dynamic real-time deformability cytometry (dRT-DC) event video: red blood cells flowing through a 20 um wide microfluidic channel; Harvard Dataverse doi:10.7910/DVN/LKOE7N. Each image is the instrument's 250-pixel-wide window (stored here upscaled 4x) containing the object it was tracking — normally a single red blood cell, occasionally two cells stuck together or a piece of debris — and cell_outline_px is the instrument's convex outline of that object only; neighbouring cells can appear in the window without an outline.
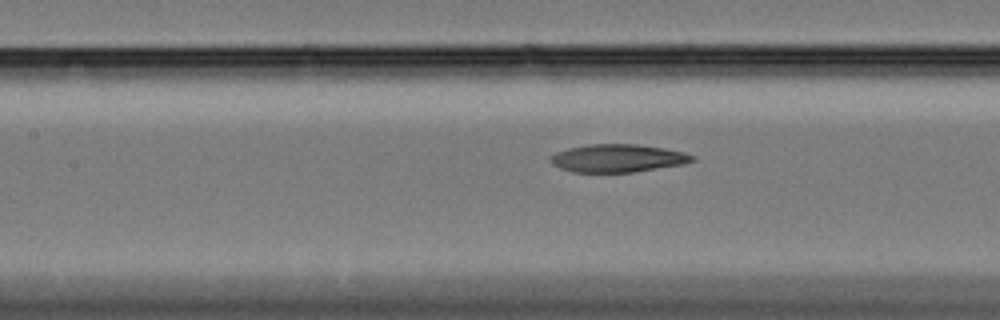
{"species": "Egyptian fruit bat (a non-hibernating species)", "species_latin": "Rousettus aegyptiacus", "temperature_condition": "cold", "stored_images_in_passage": 37, "camera_frame_rate_fps": 3000, "um_per_image_px": 0.085, "animal": {"sex": "female"}, "frame": {"image": 1, "passage_image": 14, "time_ms": 4.333, "image_size_px": [1000, 320], "cell_outline_px": [[696, 160], [680, 164], [632, 172], [572, 172], [560, 168], [552, 164], [548, 160], [548, 156], [556, 152], [568, 148], [588, 144], [640, 144], [664, 148], [684, 152], [696, 156]], "centroid_in_image_um": [52.46, 13.44], "position_along_channel_um": 154.9, "area_um2": 23.12}}
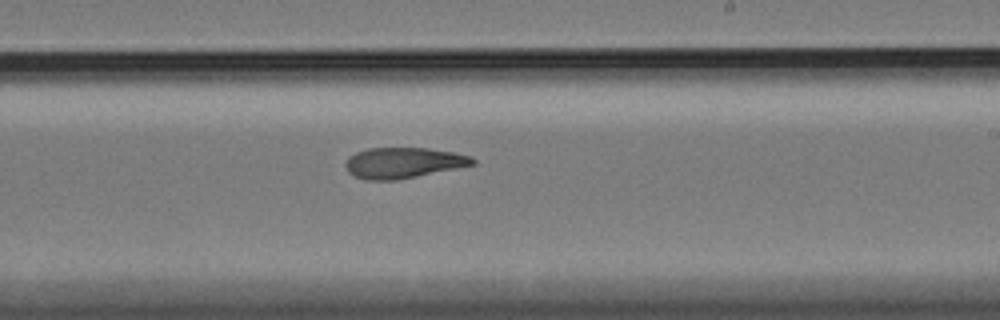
{"frame": {"image": 2, "passage_image": 23, "time_ms": 7.333, "image_size_px": [1000, 320], "cell_outline_px": [[476, 164], [396, 180], [364, 180], [348, 172], [344, 164], [348, 156], [356, 152], [368, 148], [428, 148], [452, 152], [472, 156], [476, 160]], "centroid_in_image_um": [34.26, 13.83], "position_along_channel_um": 254.7, "area_um2": 22.72}}
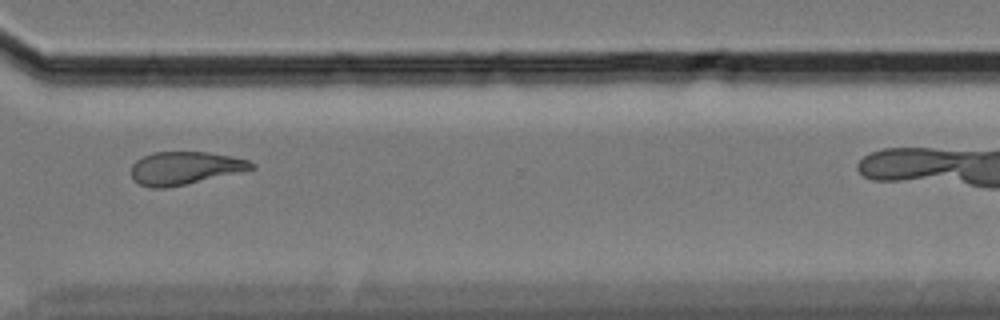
{"frame": {"image": 3, "passage_image": 32, "time_ms": 10.333, "image_size_px": [1000, 320], "cell_outline_px": [[256, 168], [184, 184], [164, 188], [152, 188], [140, 184], [132, 176], [132, 164], [136, 160], [152, 152], [208, 152], [248, 160], [256, 164]], "centroid_in_image_um": [15.7, 14.27], "position_along_channel_um": 354.9, "area_um2": 22.6}}